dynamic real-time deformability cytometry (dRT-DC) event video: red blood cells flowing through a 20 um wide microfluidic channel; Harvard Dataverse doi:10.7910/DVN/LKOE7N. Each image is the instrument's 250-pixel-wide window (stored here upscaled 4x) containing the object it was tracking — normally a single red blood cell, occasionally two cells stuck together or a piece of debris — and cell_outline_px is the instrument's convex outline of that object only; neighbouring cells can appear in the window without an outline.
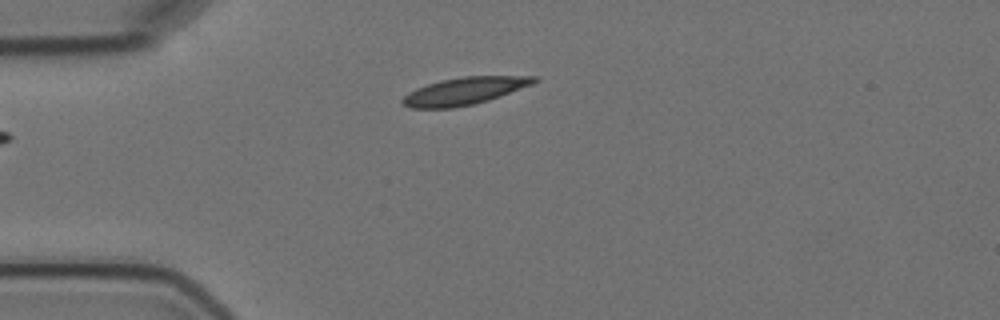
{"species": "Egyptian fruit bat (a non-hibernating species)", "species_latin": "Rousettus aegyptiacus", "temperature_condition": "cold", "stored_images_in_passage": 4, "camera_frame_rate_fps": 3000, "um_per_image_px": 0.085, "animal": {"sex": "female"}, "frame": {"image": 1, "passage_image": 4, "time_ms": 3.667, "image_size_px": [1000, 320], "cell_outline_px": [[540, 80], [532, 84], [500, 96], [488, 100], [472, 104], [452, 108], [412, 108], [400, 104], [400, 100], [408, 92], [416, 88], [440, 80], [464, 76], [540, 76]], "centroid_in_image_um": [39.46, 7.73], "position_along_channel_um": 45.5, "area_um2": 20.98}}